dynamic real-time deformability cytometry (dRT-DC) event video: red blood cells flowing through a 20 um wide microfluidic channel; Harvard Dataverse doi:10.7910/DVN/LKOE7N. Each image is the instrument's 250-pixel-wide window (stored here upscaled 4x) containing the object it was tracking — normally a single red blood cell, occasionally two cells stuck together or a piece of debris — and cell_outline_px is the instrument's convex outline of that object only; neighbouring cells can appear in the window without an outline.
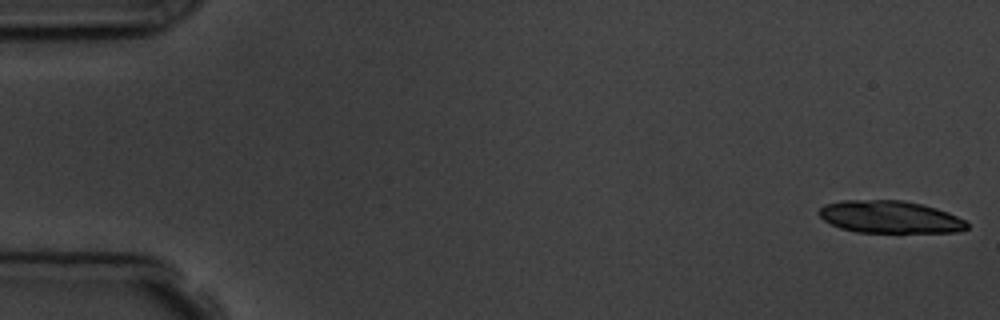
{"species": "common noctule bat (a hibernating species)", "species_latin": "Nyctalus noctula", "temperature_condition": "room temperature", "stored_images_in_passage": 7, "camera_frame_rate_fps": 3000, "um_per_image_px": 0.085, "animal": {"sex": "male", "body_mass_g": 19.5, "forearm_length_mm": 54.6}, "frame": {"image": 1, "passage_image": 1, "time_ms": 0.0, "image_size_px": [1000, 320], "cell_outline_px": [[968, 228], [960, 232], [856, 232], [840, 228], [824, 220], [816, 212], [824, 204], [840, 200], [900, 200], [920, 204], [936, 208], [948, 212], [964, 220], [968, 224]], "centroid_in_image_um": [75.61, 18.44], "position_along_channel_um": 9.4, "area_um2": 27.92}}